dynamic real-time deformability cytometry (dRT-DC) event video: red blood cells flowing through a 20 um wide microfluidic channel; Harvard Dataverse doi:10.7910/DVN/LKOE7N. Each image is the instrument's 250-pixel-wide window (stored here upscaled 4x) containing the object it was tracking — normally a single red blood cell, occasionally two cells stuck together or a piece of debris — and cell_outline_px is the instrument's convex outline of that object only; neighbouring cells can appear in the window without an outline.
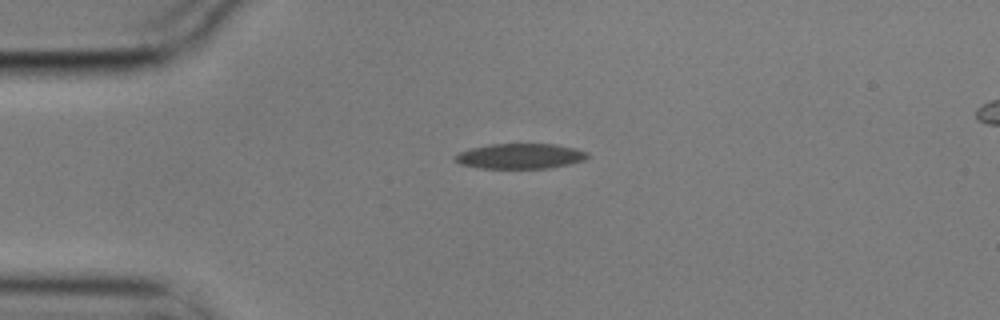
{"species": "common noctule bat (a hibernating species)", "species_latin": "Nyctalus noctula", "temperature_condition": "cold", "stored_images_in_passage": 2, "camera_frame_rate_fps": 3000, "um_per_image_px": 0.085, "animal": {"sex": "male", "body_mass_g": 17.9}, "frame": {"image": 1, "passage_image": 1, "time_ms": 0.0, "image_size_px": [1000, 320], "cell_outline_px": [[588, 156], [584, 160], [572, 164], [548, 168], [480, 168], [460, 164], [452, 160], [452, 156], [460, 152], [472, 148], [488, 144], [556, 144], [576, 148], [588, 152]], "centroid_in_image_um": [44.21, 13.27], "position_along_channel_um": 40.8, "area_um2": 19.65}}